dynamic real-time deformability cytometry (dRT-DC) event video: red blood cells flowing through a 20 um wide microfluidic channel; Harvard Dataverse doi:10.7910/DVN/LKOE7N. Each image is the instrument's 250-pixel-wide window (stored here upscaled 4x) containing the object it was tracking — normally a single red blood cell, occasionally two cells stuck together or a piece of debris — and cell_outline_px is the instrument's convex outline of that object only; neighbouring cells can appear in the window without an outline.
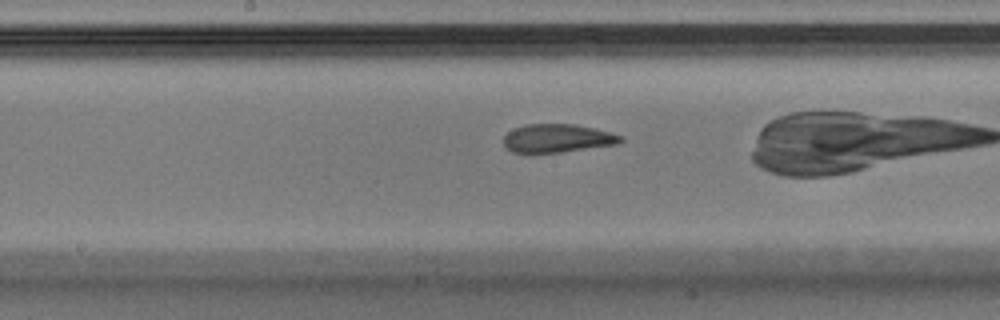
{"species": "Egyptian fruit bat (a non-hibernating species)", "species_latin": "Rousettus aegyptiacus", "temperature_condition": "warm", "stored_images_in_passage": 33, "camera_frame_rate_fps": 3000, "um_per_image_px": 0.085, "animal": {"sex": "male"}, "frame": {"image": 1, "passage_image": 19, "time_ms": 6.0, "image_size_px": [1000, 320], "cell_outline_px": [[624, 140], [620, 144], [532, 156], [512, 152], [504, 148], [504, 136], [508, 132], [524, 124], [572, 124], [592, 128], [624, 136]], "centroid_in_image_um": [47.32, 11.8], "position_along_channel_um": 200.9, "area_um2": 20.0}}